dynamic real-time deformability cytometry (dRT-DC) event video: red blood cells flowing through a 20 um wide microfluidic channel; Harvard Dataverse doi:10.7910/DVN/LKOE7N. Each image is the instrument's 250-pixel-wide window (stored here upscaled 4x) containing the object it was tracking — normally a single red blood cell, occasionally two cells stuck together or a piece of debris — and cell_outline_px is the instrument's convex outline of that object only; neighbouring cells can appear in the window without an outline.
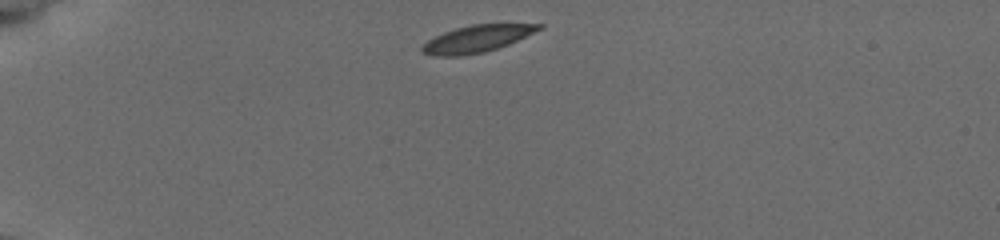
{"species": "common noctule bat (a hibernating species)", "species_latin": "Nyctalus noctula", "temperature_condition": "cold", "stored_images_in_passage": 42, "camera_frame_rate_fps": 3000, "um_per_image_px": 0.085, "animal": {"sex": "female", "body_mass_g": 19.5, "forearm_length_mm": 54.1}, "frame": {"image": 1, "passage_image": 1, "time_ms": 0.0, "image_size_px": [1000, 240], "cell_outline_px": [[544, 28], [508, 44], [484, 52], [460, 56], [432, 56], [420, 52], [420, 48], [428, 40], [444, 32], [456, 28], [472, 24], [544, 24]], "centroid_in_image_um": [40.52, 3.3], "position_along_channel_um": 44.5, "area_um2": 18.26}}
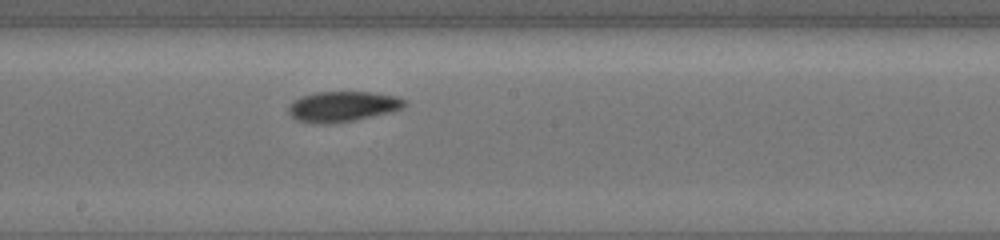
{"frame": {"image": 2, "passage_image": 19, "time_ms": 6.0, "image_size_px": [1000, 240], "cell_outline_px": [[408, 104], [404, 108], [392, 112], [352, 120], [296, 120], [288, 112], [288, 104], [300, 96], [316, 92], [372, 92], [396, 96], [408, 100]], "centroid_in_image_um": [29.22, 8.98], "position_along_channel_um": 219.0, "area_um2": 19.83}}
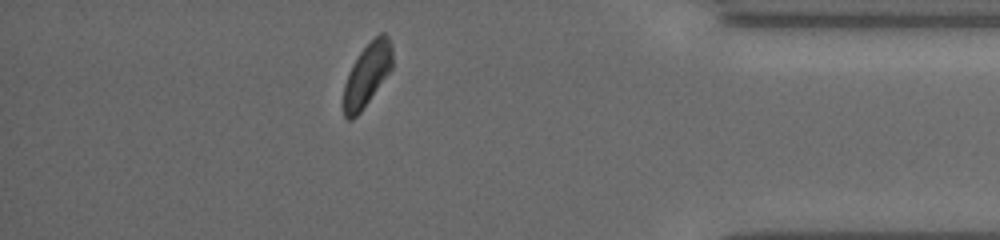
{"frame": {"image": 3, "passage_image": 36, "time_ms": 11.667, "image_size_px": [1000, 240], "cell_outline_px": [[392, 68], [360, 112], [352, 120], [348, 120], [344, 116], [344, 84], [348, 72], [352, 64], [360, 52], [380, 32], [384, 32], [388, 36], [392, 48]], "centroid_in_image_um": [31.19, 6.33], "position_along_channel_um": 404.0, "area_um2": 17.63}, "authors_computed_cell_mechanics": {"area_um2": 19.3919, "velocity_mm_per_s": 3.7204, "shape_relaxation_time_tau1_ms": 3.1601, "shape_relaxation_time_tau2_ms": 3.1386, "deformation_change_tau1": 0.0894, "deformation_change_tau2": 0.0597}}